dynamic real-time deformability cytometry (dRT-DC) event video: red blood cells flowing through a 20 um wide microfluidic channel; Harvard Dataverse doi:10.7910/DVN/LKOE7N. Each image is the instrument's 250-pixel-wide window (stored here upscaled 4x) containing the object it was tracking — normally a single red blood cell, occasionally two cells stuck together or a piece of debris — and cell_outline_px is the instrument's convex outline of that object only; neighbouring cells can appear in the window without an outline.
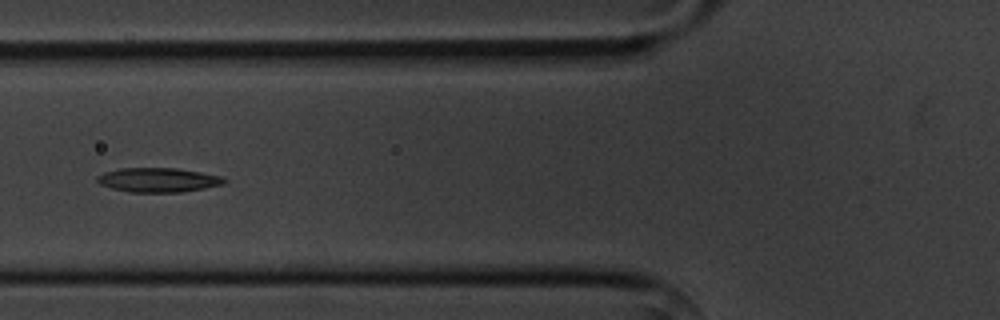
{"species": "common noctule bat (a hibernating species)", "species_latin": "Nyctalus noctula", "temperature_condition": "cold", "stored_images_in_passage": 10, "camera_frame_rate_fps": 3000, "um_per_image_px": 0.085, "animal": {"sex": "male", "body_mass_g": 20.1, "forearm_length_mm": 53.5}, "frame": {"image": 1, "passage_image": 6, "time_ms": 6.667, "image_size_px": [1000, 320], "cell_outline_px": [[228, 180], [224, 184], [204, 188], [180, 192], [128, 192], [112, 188], [100, 184], [96, 180], [96, 176], [104, 172], [120, 168], [176, 168], [200, 172], [220, 176]], "centroid_in_image_um": [13.42, 15.29], "position_along_channel_um": 112.4, "area_um2": 17.98}}
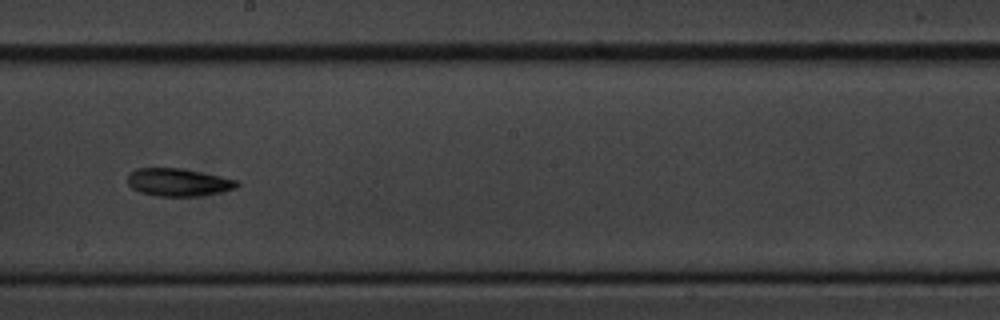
{"frame": {"image": 2, "passage_image": 9, "time_ms": 10.0, "image_size_px": [1000, 320], "cell_outline_px": [[240, 184], [236, 188], [224, 192], [200, 196], [156, 196], [140, 192], [132, 188], [128, 184], [128, 172], [136, 168], [180, 168], [240, 180]], "centroid_in_image_um": [15.18, 15.5], "position_along_channel_um": 233.0, "area_um2": 17.92}}
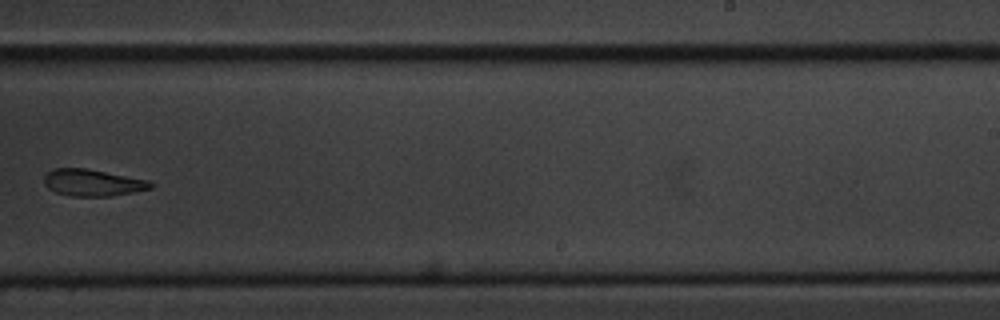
{"frame": {"image": 3, "passage_image": 10, "time_ms": 11.333, "image_size_px": [1000, 320], "cell_outline_px": [[156, 184], [152, 188], [112, 196], [72, 196], [56, 192], [48, 188], [44, 184], [44, 176], [52, 168], [84, 168], [148, 180]], "centroid_in_image_um": [7.87, 15.53], "position_along_channel_um": 281.1, "area_um2": 16.53}}